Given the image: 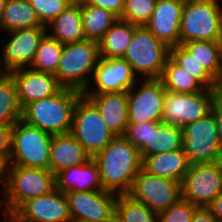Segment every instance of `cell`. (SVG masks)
Wrapping results in <instances>:
<instances>
[{
  "label": "cell",
  "instance_id": "ee69618b",
  "mask_svg": "<svg viewBox=\"0 0 222 222\" xmlns=\"http://www.w3.org/2000/svg\"><path fill=\"white\" fill-rule=\"evenodd\" d=\"M218 222H222V192L207 206Z\"/></svg>",
  "mask_w": 222,
  "mask_h": 222
},
{
  "label": "cell",
  "instance_id": "1f68e13d",
  "mask_svg": "<svg viewBox=\"0 0 222 222\" xmlns=\"http://www.w3.org/2000/svg\"><path fill=\"white\" fill-rule=\"evenodd\" d=\"M182 46L190 52L206 72L214 78L219 68L222 41H188Z\"/></svg>",
  "mask_w": 222,
  "mask_h": 222
},
{
  "label": "cell",
  "instance_id": "7402d4cb",
  "mask_svg": "<svg viewBox=\"0 0 222 222\" xmlns=\"http://www.w3.org/2000/svg\"><path fill=\"white\" fill-rule=\"evenodd\" d=\"M55 188L64 193L104 190L97 163L92 158L83 165L58 172L55 175Z\"/></svg>",
  "mask_w": 222,
  "mask_h": 222
},
{
  "label": "cell",
  "instance_id": "8fae6325",
  "mask_svg": "<svg viewBox=\"0 0 222 222\" xmlns=\"http://www.w3.org/2000/svg\"><path fill=\"white\" fill-rule=\"evenodd\" d=\"M181 190L183 199L207 207L222 192V161L189 165Z\"/></svg>",
  "mask_w": 222,
  "mask_h": 222
},
{
  "label": "cell",
  "instance_id": "7bdbcfd3",
  "mask_svg": "<svg viewBox=\"0 0 222 222\" xmlns=\"http://www.w3.org/2000/svg\"><path fill=\"white\" fill-rule=\"evenodd\" d=\"M212 90L218 98H222V46L220 52L219 68L216 76L213 78Z\"/></svg>",
  "mask_w": 222,
  "mask_h": 222
},
{
  "label": "cell",
  "instance_id": "f6af8a7d",
  "mask_svg": "<svg viewBox=\"0 0 222 222\" xmlns=\"http://www.w3.org/2000/svg\"><path fill=\"white\" fill-rule=\"evenodd\" d=\"M8 165H9V163L5 159L0 158V184H3L1 186V187H3L1 190L2 193H3L5 185H6Z\"/></svg>",
  "mask_w": 222,
  "mask_h": 222
},
{
  "label": "cell",
  "instance_id": "603a6c76",
  "mask_svg": "<svg viewBox=\"0 0 222 222\" xmlns=\"http://www.w3.org/2000/svg\"><path fill=\"white\" fill-rule=\"evenodd\" d=\"M46 30L48 35L58 40L62 45L84 40L81 3L78 0L73 1L54 20L46 25Z\"/></svg>",
  "mask_w": 222,
  "mask_h": 222
},
{
  "label": "cell",
  "instance_id": "4fadbf2b",
  "mask_svg": "<svg viewBox=\"0 0 222 222\" xmlns=\"http://www.w3.org/2000/svg\"><path fill=\"white\" fill-rule=\"evenodd\" d=\"M128 93V123L161 122L166 90L160 79H142ZM137 89V90H136Z\"/></svg>",
  "mask_w": 222,
  "mask_h": 222
},
{
  "label": "cell",
  "instance_id": "f1b7e54d",
  "mask_svg": "<svg viewBox=\"0 0 222 222\" xmlns=\"http://www.w3.org/2000/svg\"><path fill=\"white\" fill-rule=\"evenodd\" d=\"M114 222H158V213L128 194H118Z\"/></svg>",
  "mask_w": 222,
  "mask_h": 222
},
{
  "label": "cell",
  "instance_id": "9c48e42d",
  "mask_svg": "<svg viewBox=\"0 0 222 222\" xmlns=\"http://www.w3.org/2000/svg\"><path fill=\"white\" fill-rule=\"evenodd\" d=\"M70 133L92 158L115 137L97 107L84 94L78 98L74 106Z\"/></svg>",
  "mask_w": 222,
  "mask_h": 222
},
{
  "label": "cell",
  "instance_id": "484cf974",
  "mask_svg": "<svg viewBox=\"0 0 222 222\" xmlns=\"http://www.w3.org/2000/svg\"><path fill=\"white\" fill-rule=\"evenodd\" d=\"M137 25L119 19L98 41L101 58H123Z\"/></svg>",
  "mask_w": 222,
  "mask_h": 222
},
{
  "label": "cell",
  "instance_id": "5bb4252c",
  "mask_svg": "<svg viewBox=\"0 0 222 222\" xmlns=\"http://www.w3.org/2000/svg\"><path fill=\"white\" fill-rule=\"evenodd\" d=\"M65 194L72 220L114 222L115 201L118 194L106 190L70 191Z\"/></svg>",
  "mask_w": 222,
  "mask_h": 222
},
{
  "label": "cell",
  "instance_id": "8d00e7d4",
  "mask_svg": "<svg viewBox=\"0 0 222 222\" xmlns=\"http://www.w3.org/2000/svg\"><path fill=\"white\" fill-rule=\"evenodd\" d=\"M197 206L181 198L168 209L158 213V222H191Z\"/></svg>",
  "mask_w": 222,
  "mask_h": 222
},
{
  "label": "cell",
  "instance_id": "c3c4849f",
  "mask_svg": "<svg viewBox=\"0 0 222 222\" xmlns=\"http://www.w3.org/2000/svg\"><path fill=\"white\" fill-rule=\"evenodd\" d=\"M7 0H0V20L2 17V13L4 11L5 5H6Z\"/></svg>",
  "mask_w": 222,
  "mask_h": 222
},
{
  "label": "cell",
  "instance_id": "3957f363",
  "mask_svg": "<svg viewBox=\"0 0 222 222\" xmlns=\"http://www.w3.org/2000/svg\"><path fill=\"white\" fill-rule=\"evenodd\" d=\"M99 58L97 41L84 39L65 44L55 76L63 87L84 92L91 82Z\"/></svg>",
  "mask_w": 222,
  "mask_h": 222
},
{
  "label": "cell",
  "instance_id": "ba28073f",
  "mask_svg": "<svg viewBox=\"0 0 222 222\" xmlns=\"http://www.w3.org/2000/svg\"><path fill=\"white\" fill-rule=\"evenodd\" d=\"M182 129V148L190 165L222 161V148L213 110Z\"/></svg>",
  "mask_w": 222,
  "mask_h": 222
},
{
  "label": "cell",
  "instance_id": "74e56055",
  "mask_svg": "<svg viewBox=\"0 0 222 222\" xmlns=\"http://www.w3.org/2000/svg\"><path fill=\"white\" fill-rule=\"evenodd\" d=\"M158 123L128 124L124 137L140 151L149 143L150 127H155Z\"/></svg>",
  "mask_w": 222,
  "mask_h": 222
},
{
  "label": "cell",
  "instance_id": "bcb514c9",
  "mask_svg": "<svg viewBox=\"0 0 222 222\" xmlns=\"http://www.w3.org/2000/svg\"><path fill=\"white\" fill-rule=\"evenodd\" d=\"M6 210L4 211V221L0 222H20L19 215L16 210L10 209V208H5Z\"/></svg>",
  "mask_w": 222,
  "mask_h": 222
},
{
  "label": "cell",
  "instance_id": "4dcf8cb0",
  "mask_svg": "<svg viewBox=\"0 0 222 222\" xmlns=\"http://www.w3.org/2000/svg\"><path fill=\"white\" fill-rule=\"evenodd\" d=\"M165 90L176 93L200 92L204 87L186 70L177 65L170 57L160 77Z\"/></svg>",
  "mask_w": 222,
  "mask_h": 222
},
{
  "label": "cell",
  "instance_id": "30bf717a",
  "mask_svg": "<svg viewBox=\"0 0 222 222\" xmlns=\"http://www.w3.org/2000/svg\"><path fill=\"white\" fill-rule=\"evenodd\" d=\"M217 99L212 89L195 93L166 90L161 122L183 128L209 114Z\"/></svg>",
  "mask_w": 222,
  "mask_h": 222
},
{
  "label": "cell",
  "instance_id": "7a4b0ae2",
  "mask_svg": "<svg viewBox=\"0 0 222 222\" xmlns=\"http://www.w3.org/2000/svg\"><path fill=\"white\" fill-rule=\"evenodd\" d=\"M83 92L63 87L53 96L30 102L22 109V120L51 134L70 133L73 111Z\"/></svg>",
  "mask_w": 222,
  "mask_h": 222
},
{
  "label": "cell",
  "instance_id": "60d3db41",
  "mask_svg": "<svg viewBox=\"0 0 222 222\" xmlns=\"http://www.w3.org/2000/svg\"><path fill=\"white\" fill-rule=\"evenodd\" d=\"M191 222H218V220L207 207H197Z\"/></svg>",
  "mask_w": 222,
  "mask_h": 222
},
{
  "label": "cell",
  "instance_id": "d6a6232c",
  "mask_svg": "<svg viewBox=\"0 0 222 222\" xmlns=\"http://www.w3.org/2000/svg\"><path fill=\"white\" fill-rule=\"evenodd\" d=\"M62 50L63 45L46 33L39 43L31 68L55 75Z\"/></svg>",
  "mask_w": 222,
  "mask_h": 222
},
{
  "label": "cell",
  "instance_id": "5b68a950",
  "mask_svg": "<svg viewBox=\"0 0 222 222\" xmlns=\"http://www.w3.org/2000/svg\"><path fill=\"white\" fill-rule=\"evenodd\" d=\"M169 57L168 45L145 26H137L123 59L138 78L160 79Z\"/></svg>",
  "mask_w": 222,
  "mask_h": 222
},
{
  "label": "cell",
  "instance_id": "681fc988",
  "mask_svg": "<svg viewBox=\"0 0 222 222\" xmlns=\"http://www.w3.org/2000/svg\"><path fill=\"white\" fill-rule=\"evenodd\" d=\"M70 222H91V221H86V220H71Z\"/></svg>",
  "mask_w": 222,
  "mask_h": 222
},
{
  "label": "cell",
  "instance_id": "ffe728a7",
  "mask_svg": "<svg viewBox=\"0 0 222 222\" xmlns=\"http://www.w3.org/2000/svg\"><path fill=\"white\" fill-rule=\"evenodd\" d=\"M98 109L108 129L115 136H124L128 123V93L84 94Z\"/></svg>",
  "mask_w": 222,
  "mask_h": 222
},
{
  "label": "cell",
  "instance_id": "e0dca14e",
  "mask_svg": "<svg viewBox=\"0 0 222 222\" xmlns=\"http://www.w3.org/2000/svg\"><path fill=\"white\" fill-rule=\"evenodd\" d=\"M20 222H70L68 199L55 188L49 194L24 202L17 210Z\"/></svg>",
  "mask_w": 222,
  "mask_h": 222
},
{
  "label": "cell",
  "instance_id": "44dd1931",
  "mask_svg": "<svg viewBox=\"0 0 222 222\" xmlns=\"http://www.w3.org/2000/svg\"><path fill=\"white\" fill-rule=\"evenodd\" d=\"M91 158L71 133L52 135L49 171L54 175L69 167L83 165Z\"/></svg>",
  "mask_w": 222,
  "mask_h": 222
},
{
  "label": "cell",
  "instance_id": "ab89813d",
  "mask_svg": "<svg viewBox=\"0 0 222 222\" xmlns=\"http://www.w3.org/2000/svg\"><path fill=\"white\" fill-rule=\"evenodd\" d=\"M11 128L0 126V158L5 159L8 163L11 153Z\"/></svg>",
  "mask_w": 222,
  "mask_h": 222
},
{
  "label": "cell",
  "instance_id": "e575fe53",
  "mask_svg": "<svg viewBox=\"0 0 222 222\" xmlns=\"http://www.w3.org/2000/svg\"><path fill=\"white\" fill-rule=\"evenodd\" d=\"M157 0H125L121 17L137 26H145L155 9Z\"/></svg>",
  "mask_w": 222,
  "mask_h": 222
},
{
  "label": "cell",
  "instance_id": "2e32d148",
  "mask_svg": "<svg viewBox=\"0 0 222 222\" xmlns=\"http://www.w3.org/2000/svg\"><path fill=\"white\" fill-rule=\"evenodd\" d=\"M46 26H39L29 29H18L8 32V41L2 46L1 62L7 72L16 69L31 67L39 43L46 34Z\"/></svg>",
  "mask_w": 222,
  "mask_h": 222
},
{
  "label": "cell",
  "instance_id": "4316f807",
  "mask_svg": "<svg viewBox=\"0 0 222 222\" xmlns=\"http://www.w3.org/2000/svg\"><path fill=\"white\" fill-rule=\"evenodd\" d=\"M44 26L29 0H7L0 20V30L8 33L18 29Z\"/></svg>",
  "mask_w": 222,
  "mask_h": 222
},
{
  "label": "cell",
  "instance_id": "83f0119b",
  "mask_svg": "<svg viewBox=\"0 0 222 222\" xmlns=\"http://www.w3.org/2000/svg\"><path fill=\"white\" fill-rule=\"evenodd\" d=\"M82 26L85 39L99 41L118 20L107 9L81 3Z\"/></svg>",
  "mask_w": 222,
  "mask_h": 222
},
{
  "label": "cell",
  "instance_id": "d590c367",
  "mask_svg": "<svg viewBox=\"0 0 222 222\" xmlns=\"http://www.w3.org/2000/svg\"><path fill=\"white\" fill-rule=\"evenodd\" d=\"M74 0H29L40 22L46 26L64 11Z\"/></svg>",
  "mask_w": 222,
  "mask_h": 222
},
{
  "label": "cell",
  "instance_id": "8992f818",
  "mask_svg": "<svg viewBox=\"0 0 222 222\" xmlns=\"http://www.w3.org/2000/svg\"><path fill=\"white\" fill-rule=\"evenodd\" d=\"M196 40L222 41V7L218 0H185L180 44Z\"/></svg>",
  "mask_w": 222,
  "mask_h": 222
},
{
  "label": "cell",
  "instance_id": "7dc6e473",
  "mask_svg": "<svg viewBox=\"0 0 222 222\" xmlns=\"http://www.w3.org/2000/svg\"><path fill=\"white\" fill-rule=\"evenodd\" d=\"M8 74L7 70L4 68L1 60H0V80Z\"/></svg>",
  "mask_w": 222,
  "mask_h": 222
},
{
  "label": "cell",
  "instance_id": "ac0fdd59",
  "mask_svg": "<svg viewBox=\"0 0 222 222\" xmlns=\"http://www.w3.org/2000/svg\"><path fill=\"white\" fill-rule=\"evenodd\" d=\"M9 74L16 84L17 97L22 109L30 102L53 96L63 88L55 75L31 67L16 69Z\"/></svg>",
  "mask_w": 222,
  "mask_h": 222
},
{
  "label": "cell",
  "instance_id": "277c9868",
  "mask_svg": "<svg viewBox=\"0 0 222 222\" xmlns=\"http://www.w3.org/2000/svg\"><path fill=\"white\" fill-rule=\"evenodd\" d=\"M54 189L55 175L51 171L8 165L6 185L1 197L4 198H0V206L17 210L27 200L49 194Z\"/></svg>",
  "mask_w": 222,
  "mask_h": 222
},
{
  "label": "cell",
  "instance_id": "836d02e7",
  "mask_svg": "<svg viewBox=\"0 0 222 222\" xmlns=\"http://www.w3.org/2000/svg\"><path fill=\"white\" fill-rule=\"evenodd\" d=\"M170 58L194 77L205 89H212L213 78L181 44L170 47Z\"/></svg>",
  "mask_w": 222,
  "mask_h": 222
},
{
  "label": "cell",
  "instance_id": "cb8c5ba5",
  "mask_svg": "<svg viewBox=\"0 0 222 222\" xmlns=\"http://www.w3.org/2000/svg\"><path fill=\"white\" fill-rule=\"evenodd\" d=\"M186 154L181 150L146 156L142 168L148 173L182 182L189 168Z\"/></svg>",
  "mask_w": 222,
  "mask_h": 222
},
{
  "label": "cell",
  "instance_id": "6da1fadb",
  "mask_svg": "<svg viewBox=\"0 0 222 222\" xmlns=\"http://www.w3.org/2000/svg\"><path fill=\"white\" fill-rule=\"evenodd\" d=\"M98 166L104 190L128 194L143 160L140 151L124 136H115L92 158Z\"/></svg>",
  "mask_w": 222,
  "mask_h": 222
},
{
  "label": "cell",
  "instance_id": "52a82bcc",
  "mask_svg": "<svg viewBox=\"0 0 222 222\" xmlns=\"http://www.w3.org/2000/svg\"><path fill=\"white\" fill-rule=\"evenodd\" d=\"M52 135L18 120L11 128L9 165L49 170Z\"/></svg>",
  "mask_w": 222,
  "mask_h": 222
},
{
  "label": "cell",
  "instance_id": "d6986e66",
  "mask_svg": "<svg viewBox=\"0 0 222 222\" xmlns=\"http://www.w3.org/2000/svg\"><path fill=\"white\" fill-rule=\"evenodd\" d=\"M185 0H157L145 27L169 47L180 44V25Z\"/></svg>",
  "mask_w": 222,
  "mask_h": 222
},
{
  "label": "cell",
  "instance_id": "f35d334b",
  "mask_svg": "<svg viewBox=\"0 0 222 222\" xmlns=\"http://www.w3.org/2000/svg\"><path fill=\"white\" fill-rule=\"evenodd\" d=\"M82 4L94 5L100 8L107 9L115 14L118 18L121 17L125 0H78Z\"/></svg>",
  "mask_w": 222,
  "mask_h": 222
},
{
  "label": "cell",
  "instance_id": "f546056e",
  "mask_svg": "<svg viewBox=\"0 0 222 222\" xmlns=\"http://www.w3.org/2000/svg\"><path fill=\"white\" fill-rule=\"evenodd\" d=\"M22 119V108L17 97V88L8 73L0 80V126L12 127Z\"/></svg>",
  "mask_w": 222,
  "mask_h": 222
},
{
  "label": "cell",
  "instance_id": "9a60e30c",
  "mask_svg": "<svg viewBox=\"0 0 222 222\" xmlns=\"http://www.w3.org/2000/svg\"><path fill=\"white\" fill-rule=\"evenodd\" d=\"M137 78L125 59L100 57L92 81L83 94L126 92L138 82Z\"/></svg>",
  "mask_w": 222,
  "mask_h": 222
},
{
  "label": "cell",
  "instance_id": "b9f144b4",
  "mask_svg": "<svg viewBox=\"0 0 222 222\" xmlns=\"http://www.w3.org/2000/svg\"><path fill=\"white\" fill-rule=\"evenodd\" d=\"M212 110L215 113L216 125H217L220 145L222 148V98H218L215 101Z\"/></svg>",
  "mask_w": 222,
  "mask_h": 222
},
{
  "label": "cell",
  "instance_id": "d4e9b609",
  "mask_svg": "<svg viewBox=\"0 0 222 222\" xmlns=\"http://www.w3.org/2000/svg\"><path fill=\"white\" fill-rule=\"evenodd\" d=\"M183 145V129L177 125L159 122L150 127L149 143L141 150L142 160L149 155L181 150Z\"/></svg>",
  "mask_w": 222,
  "mask_h": 222
},
{
  "label": "cell",
  "instance_id": "7c38bea8",
  "mask_svg": "<svg viewBox=\"0 0 222 222\" xmlns=\"http://www.w3.org/2000/svg\"><path fill=\"white\" fill-rule=\"evenodd\" d=\"M128 195L159 213L182 198L181 183L152 175L142 168Z\"/></svg>",
  "mask_w": 222,
  "mask_h": 222
}]
</instances>
